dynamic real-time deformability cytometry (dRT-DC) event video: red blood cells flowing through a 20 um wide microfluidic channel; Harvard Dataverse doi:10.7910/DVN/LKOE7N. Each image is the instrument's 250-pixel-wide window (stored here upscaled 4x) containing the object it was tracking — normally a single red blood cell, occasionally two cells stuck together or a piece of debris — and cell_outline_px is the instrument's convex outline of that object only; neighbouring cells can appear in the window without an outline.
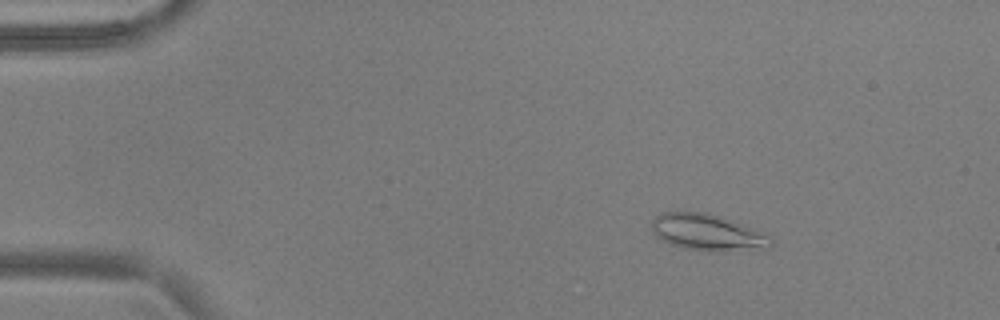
{"species": "common noctule bat (a hibernating species)", "species_latin": "Nyctalus noctula", "temperature_condition": "warm", "stored_images_in_passage": 55, "camera_frame_rate_fps": 3000, "um_per_image_px": 0.085, "animal": {"sex": "male", "body_mass_g": 17.9, "forearm_length_mm": 54.2}, "frame": {"image": 1, "passage_image": 9, "time_ms": 2.667, "image_size_px": [1000, 320], "cell_outline_px": [[776, 244], [768, 248], [716, 252], [688, 248], [672, 244], [660, 240], [652, 232], [652, 220], [656, 216], [664, 212], [708, 212], [772, 236]], "centroid_in_image_um": [60.16, 19.77], "position_along_channel_um": 24.8, "area_um2": 25.2}}
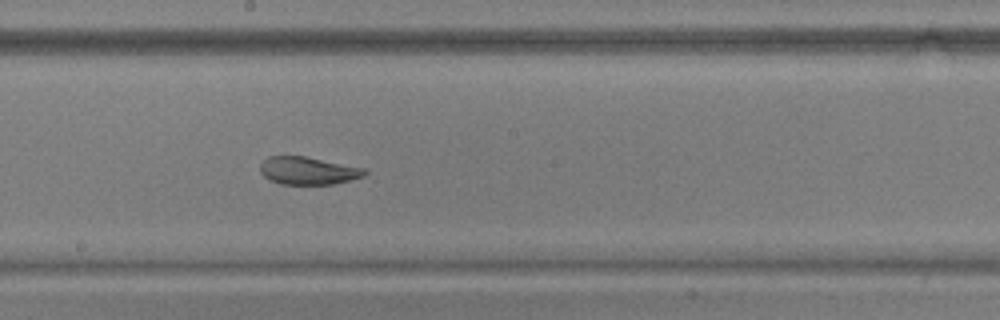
{"frame": {"image": 2, "passage_image": 31, "time_ms": 10.0, "image_size_px": [1000, 320], "cell_outline_px": [[368, 172], [364, 176], [332, 184], [280, 184], [268, 180], [260, 172], [260, 164], [268, 156], [304, 156], [364, 168]], "centroid_in_image_um": [26.14, 14.51], "position_along_channel_um": 222.1, "area_um2": 16.76}}
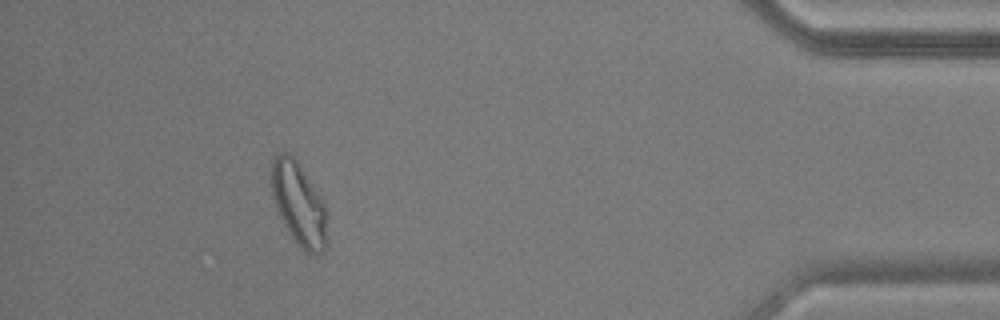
{"frame": {"image": 3, "passage_image": 50, "time_ms": 16.333, "image_size_px": [1000, 320], "cell_outline_px": [[328, 244], [316, 256], [300, 248], [284, 224], [276, 208], [272, 196], [268, 176], [272, 156], [280, 152], [288, 152], [296, 160], [324, 204], [328, 212]], "centroid_in_image_um": [25.37, 17.32], "position_along_channel_um": 409.8, "area_um2": 27.46}, "authors_computed_cell_mechanics": {"area_um2": 21.9062, "velocity_mm_per_s": 3.7588, "shape_relaxation_time_tau1_ms": 10.9179, "shape_relaxation_time_tau2_ms": 2.2655, "deformation_change_tau1": 0.2587, "deformation_change_tau2": 0.0769}}